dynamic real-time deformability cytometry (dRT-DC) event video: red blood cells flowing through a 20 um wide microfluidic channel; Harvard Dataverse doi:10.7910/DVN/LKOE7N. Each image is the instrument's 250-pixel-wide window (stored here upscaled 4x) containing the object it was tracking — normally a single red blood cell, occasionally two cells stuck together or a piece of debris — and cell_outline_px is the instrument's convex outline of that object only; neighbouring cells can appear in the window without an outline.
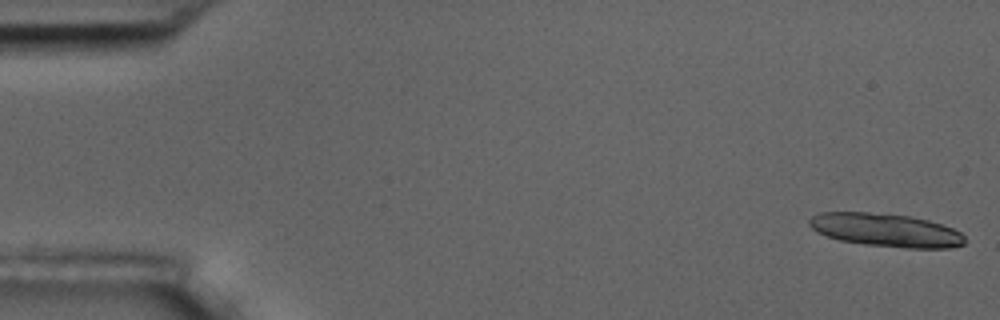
{"species": "common noctule bat (a hibernating species)", "species_latin": "Nyctalus noctula", "temperature_condition": "room temperature", "stored_images_in_passage": 5, "camera_frame_rate_fps": 3000, "um_per_image_px": 0.085, "animal": {"sex": "male", "body_mass_g": 17.5, "forearm_length_mm": 52.3}, "frame": {"image": 1, "passage_image": 1, "time_ms": 0.0, "image_size_px": [1000, 320], "cell_outline_px": [[964, 244], [952, 248], [904, 248], [864, 244], [840, 240], [828, 236], [812, 228], [808, 224], [808, 220], [812, 216], [820, 212], [868, 212], [908, 216], [928, 220], [952, 228], [960, 232], [964, 236]], "centroid_in_image_um": [75.3, 19.56], "position_along_channel_um": 9.7, "area_um2": 29.94}}